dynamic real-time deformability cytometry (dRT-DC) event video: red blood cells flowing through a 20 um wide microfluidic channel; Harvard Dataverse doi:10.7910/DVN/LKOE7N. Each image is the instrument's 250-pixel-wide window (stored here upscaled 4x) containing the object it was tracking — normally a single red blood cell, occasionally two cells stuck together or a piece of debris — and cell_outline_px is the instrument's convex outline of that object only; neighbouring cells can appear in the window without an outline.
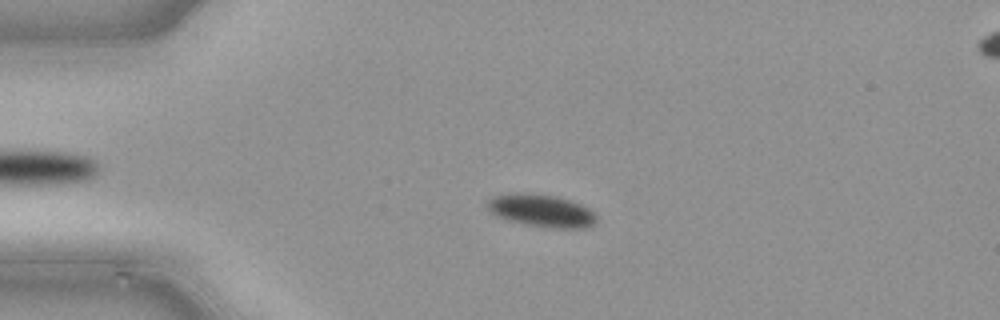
{"species": "common noctule bat (a hibernating species)", "species_latin": "Nyctalus noctula", "temperature_condition": "cold", "stored_images_in_passage": 49, "camera_frame_rate_fps": 3000, "um_per_image_px": 0.085, "animal": {"sex": "male", "body_mass_g": 21.5, "forearm_length_mm": 52.0}, "frame": {"image": 1, "passage_image": 12, "time_ms": 3.667, "image_size_px": [1000, 320], "cell_outline_px": [[596, 220], [592, 224], [584, 228], [552, 228], [524, 224], [508, 220], [496, 216], [488, 212], [484, 204], [492, 196], [556, 196], [580, 204], [588, 208], [596, 216]], "centroid_in_image_um": [46.01, 17.96], "position_along_channel_um": 39.0, "area_um2": 19.83}}
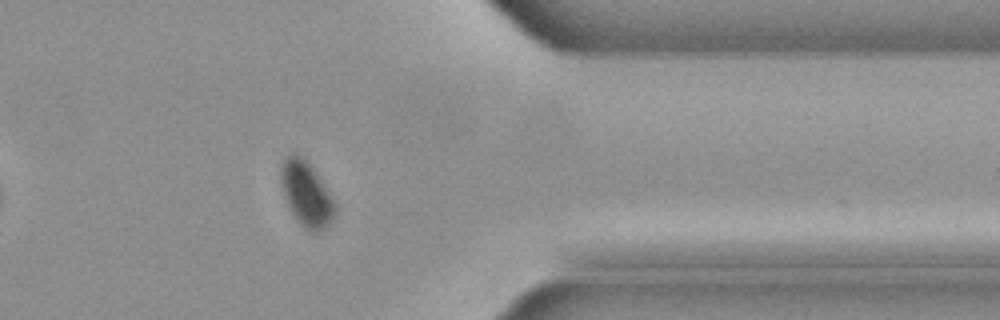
{"frame": {"image": 2, "passage_image": 40, "time_ms": 13.0, "image_size_px": [1000, 320], "cell_outline_px": [[336, 212], [332, 220], [320, 232], [308, 232], [296, 220], [284, 196], [280, 176], [280, 168], [284, 160], [288, 156], [296, 152], [304, 156], [308, 160], [332, 196], [336, 204]], "centroid_in_image_um": [26.05, 16.47], "position_along_channel_um": 385.3, "area_um2": 20.63}}
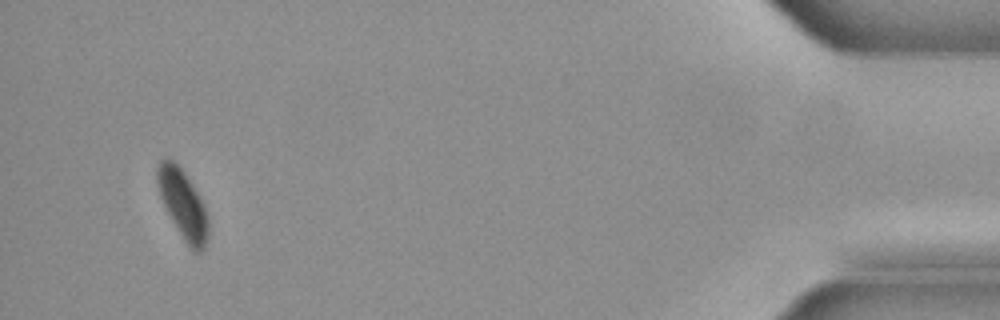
{"frame": {"image": 3, "passage_image": 47, "time_ms": 15.333, "image_size_px": [1000, 320], "cell_outline_px": [[208, 240], [204, 248], [200, 252], [196, 252], [184, 240], [172, 220], [160, 196], [156, 184], [156, 168], [160, 160], [172, 160], [184, 172], [192, 184], [204, 204], [208, 216]], "centroid_in_image_um": [15.55, 17.36], "position_along_channel_um": 419.6, "area_um2": 20.17}}